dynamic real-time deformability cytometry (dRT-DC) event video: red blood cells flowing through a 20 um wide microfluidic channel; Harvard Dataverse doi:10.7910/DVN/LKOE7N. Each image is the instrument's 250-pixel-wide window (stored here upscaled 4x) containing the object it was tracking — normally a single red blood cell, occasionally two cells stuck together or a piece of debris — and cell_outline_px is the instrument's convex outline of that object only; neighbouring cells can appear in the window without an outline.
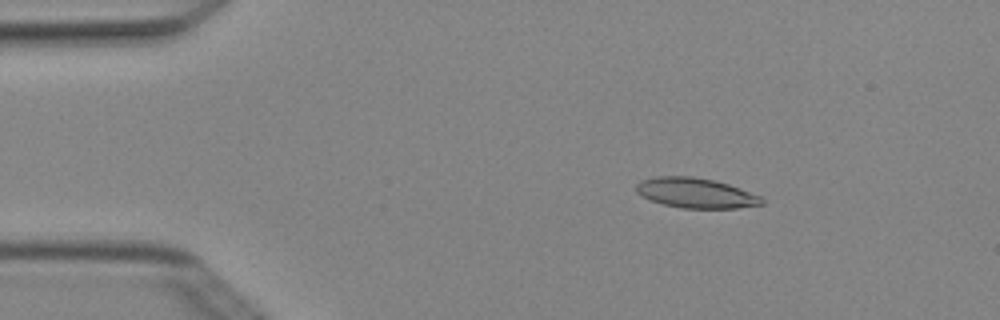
{"species": "Egyptian fruit bat (a non-hibernating species)", "species_latin": "Rousettus aegyptiacus", "temperature_condition": "cold", "stored_images_in_passage": 4, "camera_frame_rate_fps": 3000, "um_per_image_px": 0.085, "animal": {"sex": "female"}, "frame": {"image": 1, "passage_image": 2, "time_ms": 0.333, "image_size_px": [1000, 320], "cell_outline_px": [[764, 204], [736, 208], [680, 208], [664, 204], [640, 196], [636, 192], [636, 184], [640, 180], [656, 176], [692, 176], [712, 180], [728, 184], [740, 188], [760, 196], [764, 200]], "centroid_in_image_um": [59.11, 16.4], "position_along_channel_um": 25.9, "area_um2": 21.96}}
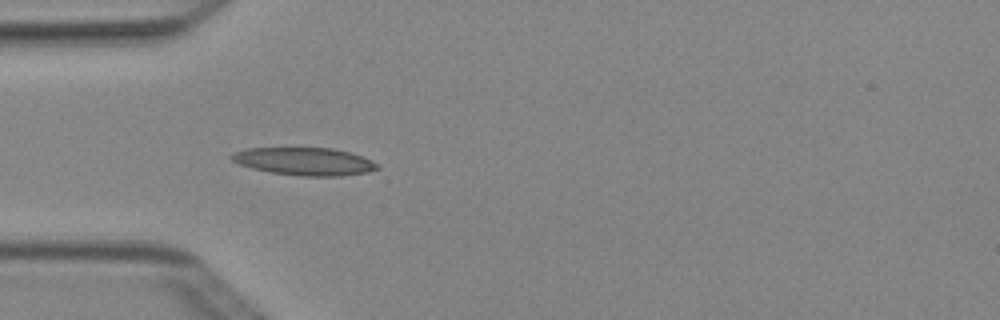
{"frame": {"image": 2, "passage_image": 4, "time_ms": 1.0, "image_size_px": [1000, 320], "cell_outline_px": [[380, 168], [368, 172], [340, 176], [300, 176], [272, 172], [252, 168], [240, 164], [232, 160], [228, 156], [244, 148], [332, 148], [352, 152], [372, 160], [380, 164]], "centroid_in_image_um": [25.93, 13.71], "position_along_channel_um": 59.1, "area_um2": 23.64}}